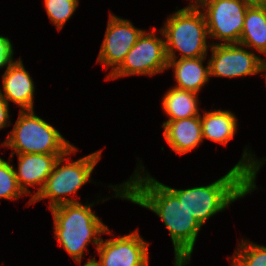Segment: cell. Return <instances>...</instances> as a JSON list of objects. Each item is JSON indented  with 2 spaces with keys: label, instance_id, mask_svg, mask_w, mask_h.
Wrapping results in <instances>:
<instances>
[{
  "label": "cell",
  "instance_id": "cell-1",
  "mask_svg": "<svg viewBox=\"0 0 266 266\" xmlns=\"http://www.w3.org/2000/svg\"><path fill=\"white\" fill-rule=\"evenodd\" d=\"M144 168L140 164V168L137 167L129 180L119 186L109 185V188L114 189L115 197L130 200L161 218L170 232L174 246V266H185L190 262L201 225L166 185L151 177L149 173L144 176Z\"/></svg>",
  "mask_w": 266,
  "mask_h": 266
},
{
  "label": "cell",
  "instance_id": "cell-2",
  "mask_svg": "<svg viewBox=\"0 0 266 266\" xmlns=\"http://www.w3.org/2000/svg\"><path fill=\"white\" fill-rule=\"evenodd\" d=\"M247 149L245 148L241 160L226 175L207 186L188 189L167 186L201 226L232 202L256 189V175L266 158L261 162Z\"/></svg>",
  "mask_w": 266,
  "mask_h": 266
},
{
  "label": "cell",
  "instance_id": "cell-3",
  "mask_svg": "<svg viewBox=\"0 0 266 266\" xmlns=\"http://www.w3.org/2000/svg\"><path fill=\"white\" fill-rule=\"evenodd\" d=\"M94 203L62 204L51 208L54 223V236L60 246L81 264L87 245L94 243L96 249L101 238L98 235L111 234L106 226L92 211Z\"/></svg>",
  "mask_w": 266,
  "mask_h": 266
},
{
  "label": "cell",
  "instance_id": "cell-4",
  "mask_svg": "<svg viewBox=\"0 0 266 266\" xmlns=\"http://www.w3.org/2000/svg\"><path fill=\"white\" fill-rule=\"evenodd\" d=\"M160 34L165 38L168 59H176V51L181 53L180 59L199 58L207 55L208 28L206 19L195 4L179 9L165 21Z\"/></svg>",
  "mask_w": 266,
  "mask_h": 266
},
{
  "label": "cell",
  "instance_id": "cell-5",
  "mask_svg": "<svg viewBox=\"0 0 266 266\" xmlns=\"http://www.w3.org/2000/svg\"><path fill=\"white\" fill-rule=\"evenodd\" d=\"M13 129L1 143L14 154H66L70 144L51 124L35 115L34 110L19 111Z\"/></svg>",
  "mask_w": 266,
  "mask_h": 266
},
{
  "label": "cell",
  "instance_id": "cell-6",
  "mask_svg": "<svg viewBox=\"0 0 266 266\" xmlns=\"http://www.w3.org/2000/svg\"><path fill=\"white\" fill-rule=\"evenodd\" d=\"M73 147L56 161L42 190L31 200V204L43 199H50L49 208L62 204L78 203L79 200L67 197L73 195L87 182L91 181L94 167L101 158L102 151L93 152L78 160L71 161L69 155L75 154ZM67 162L63 165L62 163Z\"/></svg>",
  "mask_w": 266,
  "mask_h": 266
},
{
  "label": "cell",
  "instance_id": "cell-7",
  "mask_svg": "<svg viewBox=\"0 0 266 266\" xmlns=\"http://www.w3.org/2000/svg\"><path fill=\"white\" fill-rule=\"evenodd\" d=\"M155 31H144L121 65L106 80L130 75L153 76L168 69L165 39L157 37Z\"/></svg>",
  "mask_w": 266,
  "mask_h": 266
},
{
  "label": "cell",
  "instance_id": "cell-8",
  "mask_svg": "<svg viewBox=\"0 0 266 266\" xmlns=\"http://www.w3.org/2000/svg\"><path fill=\"white\" fill-rule=\"evenodd\" d=\"M197 6L203 9L209 37L219 44L239 43L250 5L241 0H201Z\"/></svg>",
  "mask_w": 266,
  "mask_h": 266
},
{
  "label": "cell",
  "instance_id": "cell-9",
  "mask_svg": "<svg viewBox=\"0 0 266 266\" xmlns=\"http://www.w3.org/2000/svg\"><path fill=\"white\" fill-rule=\"evenodd\" d=\"M209 77L236 78L256 75L260 71L261 57L247 51L242 44L209 43Z\"/></svg>",
  "mask_w": 266,
  "mask_h": 266
},
{
  "label": "cell",
  "instance_id": "cell-10",
  "mask_svg": "<svg viewBox=\"0 0 266 266\" xmlns=\"http://www.w3.org/2000/svg\"><path fill=\"white\" fill-rule=\"evenodd\" d=\"M144 31L136 28L127 19L109 14L106 32L97 58V62H101L106 70L109 67L112 68L108 76L121 65L129 50Z\"/></svg>",
  "mask_w": 266,
  "mask_h": 266
},
{
  "label": "cell",
  "instance_id": "cell-11",
  "mask_svg": "<svg viewBox=\"0 0 266 266\" xmlns=\"http://www.w3.org/2000/svg\"><path fill=\"white\" fill-rule=\"evenodd\" d=\"M149 243L139 231H130L122 237L101 238L97 247L101 266H149Z\"/></svg>",
  "mask_w": 266,
  "mask_h": 266
},
{
  "label": "cell",
  "instance_id": "cell-12",
  "mask_svg": "<svg viewBox=\"0 0 266 266\" xmlns=\"http://www.w3.org/2000/svg\"><path fill=\"white\" fill-rule=\"evenodd\" d=\"M63 155L65 154H17L18 169L14 170L19 188L25 195H29L31 191L28 186L39 187L35 194H32L28 205L42 190L56 161Z\"/></svg>",
  "mask_w": 266,
  "mask_h": 266
},
{
  "label": "cell",
  "instance_id": "cell-13",
  "mask_svg": "<svg viewBox=\"0 0 266 266\" xmlns=\"http://www.w3.org/2000/svg\"><path fill=\"white\" fill-rule=\"evenodd\" d=\"M22 62L19 58L5 70L2 75L3 89L0 88V94L8 103L11 101L20 106V111L34 110V81Z\"/></svg>",
  "mask_w": 266,
  "mask_h": 266
},
{
  "label": "cell",
  "instance_id": "cell-14",
  "mask_svg": "<svg viewBox=\"0 0 266 266\" xmlns=\"http://www.w3.org/2000/svg\"><path fill=\"white\" fill-rule=\"evenodd\" d=\"M163 136L167 144L180 155L191 152L203 142L201 117L163 122Z\"/></svg>",
  "mask_w": 266,
  "mask_h": 266
},
{
  "label": "cell",
  "instance_id": "cell-15",
  "mask_svg": "<svg viewBox=\"0 0 266 266\" xmlns=\"http://www.w3.org/2000/svg\"><path fill=\"white\" fill-rule=\"evenodd\" d=\"M206 56L199 58L168 59L167 68L174 69L177 89L197 93L209 81V64L203 65Z\"/></svg>",
  "mask_w": 266,
  "mask_h": 266
},
{
  "label": "cell",
  "instance_id": "cell-16",
  "mask_svg": "<svg viewBox=\"0 0 266 266\" xmlns=\"http://www.w3.org/2000/svg\"><path fill=\"white\" fill-rule=\"evenodd\" d=\"M202 138L227 145L237 131V119L234 113L226 110L204 111L201 115Z\"/></svg>",
  "mask_w": 266,
  "mask_h": 266
},
{
  "label": "cell",
  "instance_id": "cell-17",
  "mask_svg": "<svg viewBox=\"0 0 266 266\" xmlns=\"http://www.w3.org/2000/svg\"><path fill=\"white\" fill-rule=\"evenodd\" d=\"M239 44L266 56V5L248 7Z\"/></svg>",
  "mask_w": 266,
  "mask_h": 266
},
{
  "label": "cell",
  "instance_id": "cell-18",
  "mask_svg": "<svg viewBox=\"0 0 266 266\" xmlns=\"http://www.w3.org/2000/svg\"><path fill=\"white\" fill-rule=\"evenodd\" d=\"M197 95L175 87L169 89L162 99V109L169 117L167 121L199 116Z\"/></svg>",
  "mask_w": 266,
  "mask_h": 266
},
{
  "label": "cell",
  "instance_id": "cell-19",
  "mask_svg": "<svg viewBox=\"0 0 266 266\" xmlns=\"http://www.w3.org/2000/svg\"><path fill=\"white\" fill-rule=\"evenodd\" d=\"M230 263L231 266H266V246L243 239Z\"/></svg>",
  "mask_w": 266,
  "mask_h": 266
},
{
  "label": "cell",
  "instance_id": "cell-20",
  "mask_svg": "<svg viewBox=\"0 0 266 266\" xmlns=\"http://www.w3.org/2000/svg\"><path fill=\"white\" fill-rule=\"evenodd\" d=\"M79 0H44L46 12L51 22L61 30L66 21L71 18Z\"/></svg>",
  "mask_w": 266,
  "mask_h": 266
},
{
  "label": "cell",
  "instance_id": "cell-21",
  "mask_svg": "<svg viewBox=\"0 0 266 266\" xmlns=\"http://www.w3.org/2000/svg\"><path fill=\"white\" fill-rule=\"evenodd\" d=\"M25 194L19 188L14 166L0 157V199L16 200Z\"/></svg>",
  "mask_w": 266,
  "mask_h": 266
},
{
  "label": "cell",
  "instance_id": "cell-22",
  "mask_svg": "<svg viewBox=\"0 0 266 266\" xmlns=\"http://www.w3.org/2000/svg\"><path fill=\"white\" fill-rule=\"evenodd\" d=\"M13 45L8 37L0 36V69H6L14 62Z\"/></svg>",
  "mask_w": 266,
  "mask_h": 266
},
{
  "label": "cell",
  "instance_id": "cell-23",
  "mask_svg": "<svg viewBox=\"0 0 266 266\" xmlns=\"http://www.w3.org/2000/svg\"><path fill=\"white\" fill-rule=\"evenodd\" d=\"M9 103L0 94V129L10 125Z\"/></svg>",
  "mask_w": 266,
  "mask_h": 266
},
{
  "label": "cell",
  "instance_id": "cell-24",
  "mask_svg": "<svg viewBox=\"0 0 266 266\" xmlns=\"http://www.w3.org/2000/svg\"><path fill=\"white\" fill-rule=\"evenodd\" d=\"M246 4L253 6V5H266V0H241Z\"/></svg>",
  "mask_w": 266,
  "mask_h": 266
},
{
  "label": "cell",
  "instance_id": "cell-25",
  "mask_svg": "<svg viewBox=\"0 0 266 266\" xmlns=\"http://www.w3.org/2000/svg\"><path fill=\"white\" fill-rule=\"evenodd\" d=\"M82 266H101L100 262L93 257L87 260V262Z\"/></svg>",
  "mask_w": 266,
  "mask_h": 266
},
{
  "label": "cell",
  "instance_id": "cell-26",
  "mask_svg": "<svg viewBox=\"0 0 266 266\" xmlns=\"http://www.w3.org/2000/svg\"><path fill=\"white\" fill-rule=\"evenodd\" d=\"M260 73L265 72L264 76L266 78V60L263 58L261 59V64H260Z\"/></svg>",
  "mask_w": 266,
  "mask_h": 266
},
{
  "label": "cell",
  "instance_id": "cell-27",
  "mask_svg": "<svg viewBox=\"0 0 266 266\" xmlns=\"http://www.w3.org/2000/svg\"><path fill=\"white\" fill-rule=\"evenodd\" d=\"M191 2H192V0H190ZM193 1H195V3H191V4H195V5H197L201 0H193Z\"/></svg>",
  "mask_w": 266,
  "mask_h": 266
}]
</instances>
